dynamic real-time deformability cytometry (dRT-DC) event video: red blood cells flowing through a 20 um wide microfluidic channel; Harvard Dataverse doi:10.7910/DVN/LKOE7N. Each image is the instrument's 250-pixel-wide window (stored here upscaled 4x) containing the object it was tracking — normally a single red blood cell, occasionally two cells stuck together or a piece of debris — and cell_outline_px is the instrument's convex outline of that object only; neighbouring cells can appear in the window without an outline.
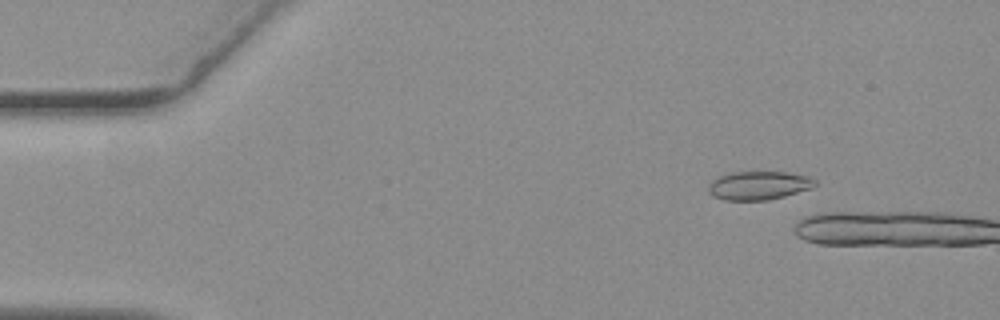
{"species": "common noctule bat (a hibernating species)", "species_latin": "Nyctalus noctula", "temperature_condition": "warm", "stored_images_in_passage": 9, "camera_frame_rate_fps": 3000, "um_per_image_px": 0.085, "animal": {"sex": "female", "body_mass_g": 19.3, "forearm_length_mm": 54.1}, "frame": {"image": 1, "passage_image": 7, "time_ms": 2.0, "image_size_px": [1000, 320], "cell_outline_px": [[816, 184], [812, 188], [784, 196], [768, 200], [724, 200], [712, 196], [708, 192], [708, 184], [712, 180], [728, 172], [784, 172], [808, 176], [816, 180]], "centroid_in_image_um": [64.46, 15.76], "position_along_channel_um": 20.5, "area_um2": 17.8}}